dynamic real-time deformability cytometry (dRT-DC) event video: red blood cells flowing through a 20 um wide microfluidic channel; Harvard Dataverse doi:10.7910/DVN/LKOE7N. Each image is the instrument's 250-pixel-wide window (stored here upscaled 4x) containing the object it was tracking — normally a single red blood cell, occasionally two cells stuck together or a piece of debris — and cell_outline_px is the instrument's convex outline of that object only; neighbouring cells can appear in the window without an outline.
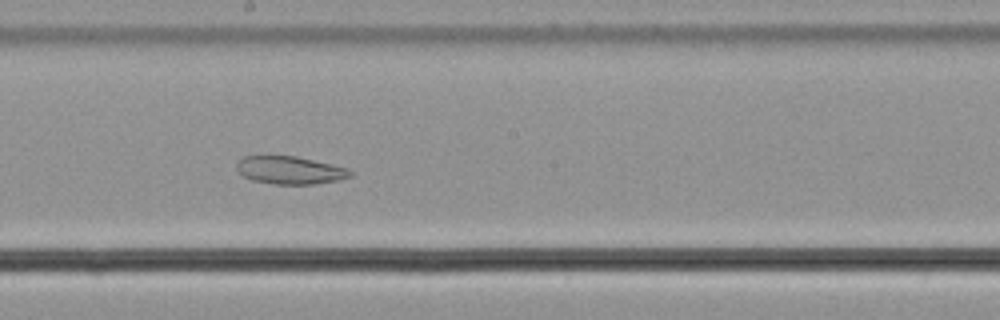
{"species": "common noctule bat (a hibernating species)", "species_latin": "Nyctalus noctula", "temperature_condition": "cold", "stored_images_in_passage": 55, "camera_frame_rate_fps": 3000, "um_per_image_px": 0.085, "animal": {"sex": "male", "body_mass_g": 21.5, "forearm_length_mm": 52.0}, "frame": {"image": 1, "passage_image": 31, "time_ms": 10.0, "image_size_px": [1000, 320], "cell_outline_px": [[352, 176], [340, 180], [316, 184], [276, 184], [252, 180], [236, 172], [236, 164], [244, 156], [296, 156], [348, 168], [352, 172]], "centroid_in_image_um": [24.65, 14.47], "position_along_channel_um": 223.6, "area_um2": 18.44}}
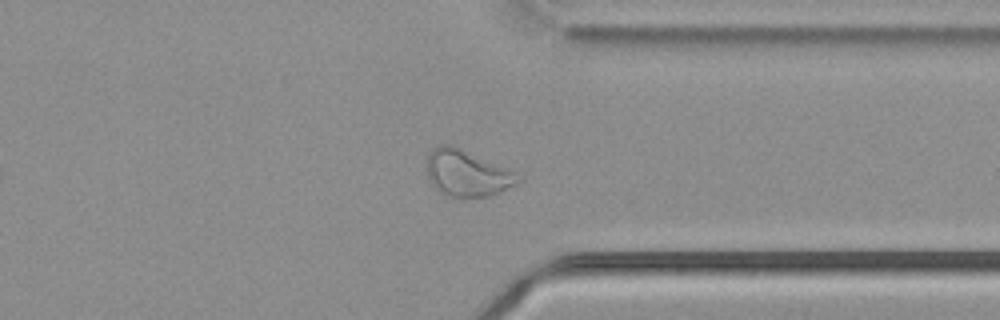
{"frame": {"image": 2, "passage_image": 43, "time_ms": 14.0, "image_size_px": [1000, 320], "cell_outline_px": [[524, 180], [520, 184], [492, 196], [464, 200], [456, 200], [440, 192], [432, 184], [424, 168], [424, 164], [428, 152], [432, 148], [440, 144], [452, 144], [524, 176]], "centroid_in_image_um": [39.7, 14.77], "position_along_channel_um": 371.7, "area_um2": 25.95}}
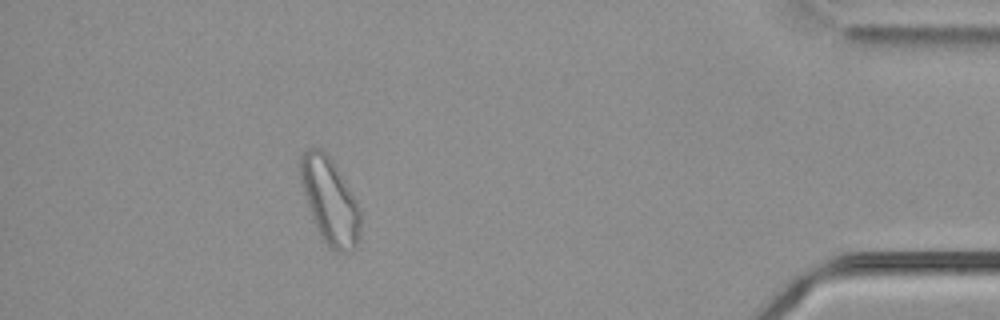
{"frame": {"image": 3, "passage_image": 50, "time_ms": 16.333, "image_size_px": [1000, 320], "cell_outline_px": [[360, 240], [356, 248], [348, 252], [336, 252], [328, 248], [320, 236], [312, 216], [300, 180], [300, 156], [308, 148], [320, 148], [332, 160], [356, 200], [360, 208]], "centroid_in_image_um": [28.06, 17.12], "position_along_channel_um": 407.1, "area_um2": 29.94}}